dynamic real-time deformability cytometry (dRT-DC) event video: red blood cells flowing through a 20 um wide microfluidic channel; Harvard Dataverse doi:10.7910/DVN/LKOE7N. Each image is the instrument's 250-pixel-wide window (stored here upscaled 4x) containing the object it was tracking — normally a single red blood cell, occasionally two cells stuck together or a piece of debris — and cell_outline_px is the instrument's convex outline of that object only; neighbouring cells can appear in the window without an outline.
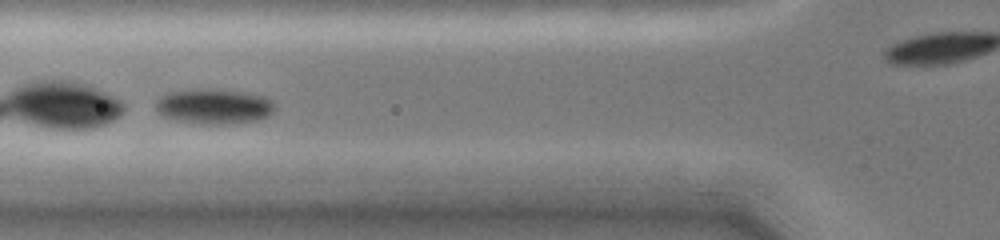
{"species": "common noctule bat (a hibernating species)", "species_latin": "Nyctalus noctula", "temperature_condition": "cold", "stored_images_in_passage": 24, "camera_frame_rate_fps": 3000, "um_per_image_px": 0.085, "animal": {"sex": "female", "body_mass_g": 19.0, "forearm_length_mm": 51.5}, "frame": {"image": 1, "passage_image": 9, "time_ms": 5.0, "image_size_px": [1000, 240], "cell_outline_px": [[276, 108], [268, 116], [256, 120], [232, 124], [192, 124], [160, 116], [156, 112], [156, 100], [160, 96], [168, 92], [200, 88], [208, 88], [244, 92], [264, 96], [272, 100], [276, 104]], "centroid_in_image_um": [18.16, 9.05], "position_along_channel_um": 107.6, "area_um2": 24.97}}
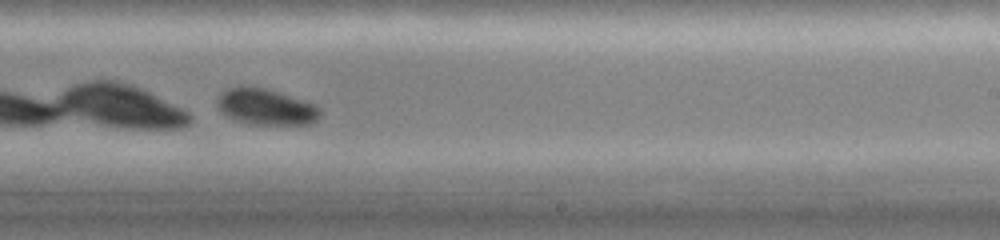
{"frame": {"image": 2, "passage_image": 15, "time_ms": 9.0, "image_size_px": [1000, 240], "cell_outline_px": [[320, 116], [312, 124], [248, 124], [232, 120], [224, 116], [216, 104], [216, 100], [228, 88], [264, 88], [280, 92], [316, 104], [320, 108]], "centroid_in_image_um": [22.62, 9.12], "position_along_channel_um": 266.4, "area_um2": 21.56}}
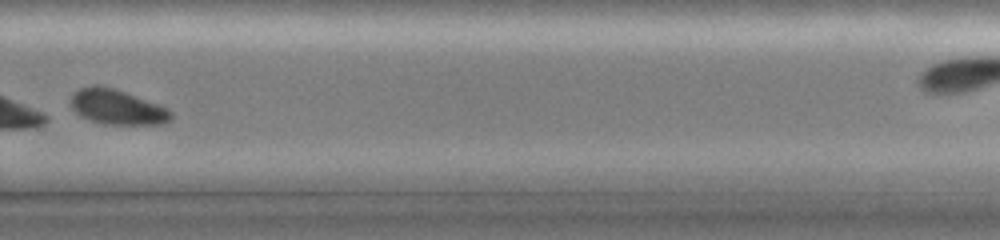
{"frame": {"image": 3, "passage_image": 17, "time_ms": 10.333, "image_size_px": [1000, 240], "cell_outline_px": [[172, 116], [168, 120], [160, 124], [104, 124], [88, 120], [80, 116], [72, 108], [72, 96], [80, 88], [96, 84], [112, 88], [160, 104], [168, 108], [172, 112]], "centroid_in_image_um": [9.96, 9.1], "position_along_channel_um": 319.8, "area_um2": 20.23}}